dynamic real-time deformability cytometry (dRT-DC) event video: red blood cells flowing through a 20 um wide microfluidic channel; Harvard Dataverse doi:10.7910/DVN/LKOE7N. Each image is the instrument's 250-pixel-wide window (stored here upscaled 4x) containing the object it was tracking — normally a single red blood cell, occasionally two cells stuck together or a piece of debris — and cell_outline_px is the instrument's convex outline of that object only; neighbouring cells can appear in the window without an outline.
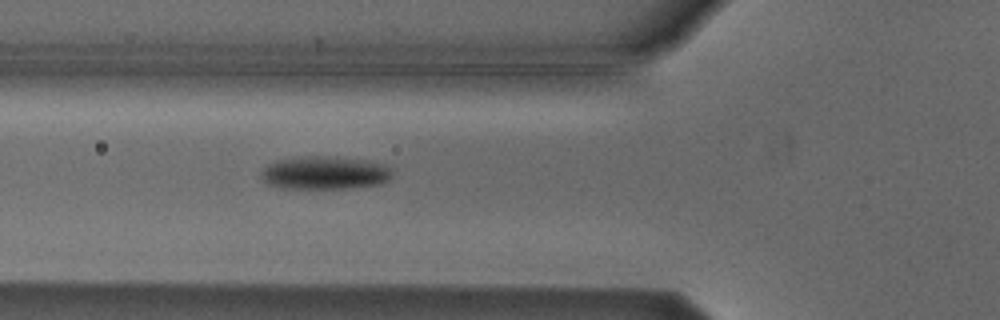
{"species": "Egyptian fruit bat (a non-hibernating species)", "species_latin": "Rousettus aegyptiacus", "temperature_condition": "cold", "stored_images_in_passage": 5, "camera_frame_rate_fps": 3000, "um_per_image_px": 0.085, "animal": {"sex": "male"}, "frame": {"image": 1, "passage_image": 5, "time_ms": 5.667, "image_size_px": [1000, 320], "cell_outline_px": [[392, 176], [388, 180], [380, 184], [348, 188], [280, 188], [268, 184], [260, 176], [260, 172], [268, 164], [276, 160], [304, 156], [336, 156], [364, 160], [388, 164], [392, 168]], "centroid_in_image_um": [27.63, 14.68], "position_along_channel_um": 98.2, "area_um2": 25.61}}